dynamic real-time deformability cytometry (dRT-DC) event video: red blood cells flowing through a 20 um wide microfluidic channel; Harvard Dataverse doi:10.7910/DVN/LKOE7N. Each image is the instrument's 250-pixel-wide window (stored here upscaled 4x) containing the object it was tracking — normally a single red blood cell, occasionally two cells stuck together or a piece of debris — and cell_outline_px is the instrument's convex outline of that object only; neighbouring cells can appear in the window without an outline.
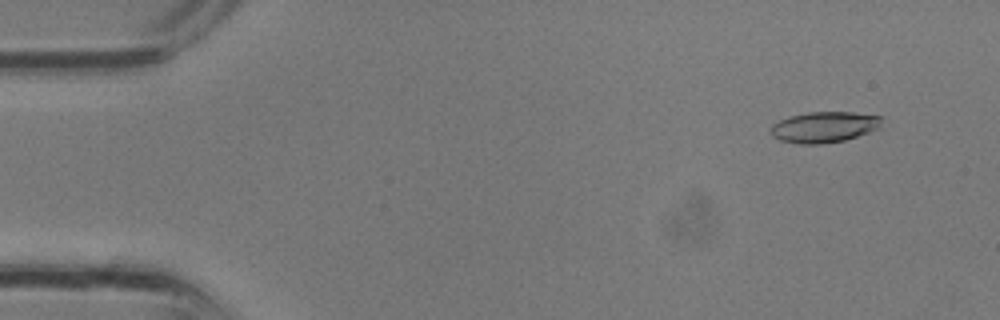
{"species": "common noctule bat (a hibernating species)", "species_latin": "Nyctalus noctula", "temperature_condition": "room temperature", "stored_images_in_passage": 4, "camera_frame_rate_fps": 3000, "um_per_image_px": 0.085, "animal": {"sex": "male", "body_mass_g": 13.3}, "frame": {"image": 1, "passage_image": 1, "time_ms": 0.0, "image_size_px": [1000, 320], "cell_outline_px": [[880, 128], [844, 140], [820, 144], [800, 144], [780, 140], [772, 136], [772, 124], [788, 116], [808, 112], [852, 112], [880, 116]], "centroid_in_image_um": [70.03, 10.79], "position_along_channel_um": 15.0, "area_um2": 19.77}}